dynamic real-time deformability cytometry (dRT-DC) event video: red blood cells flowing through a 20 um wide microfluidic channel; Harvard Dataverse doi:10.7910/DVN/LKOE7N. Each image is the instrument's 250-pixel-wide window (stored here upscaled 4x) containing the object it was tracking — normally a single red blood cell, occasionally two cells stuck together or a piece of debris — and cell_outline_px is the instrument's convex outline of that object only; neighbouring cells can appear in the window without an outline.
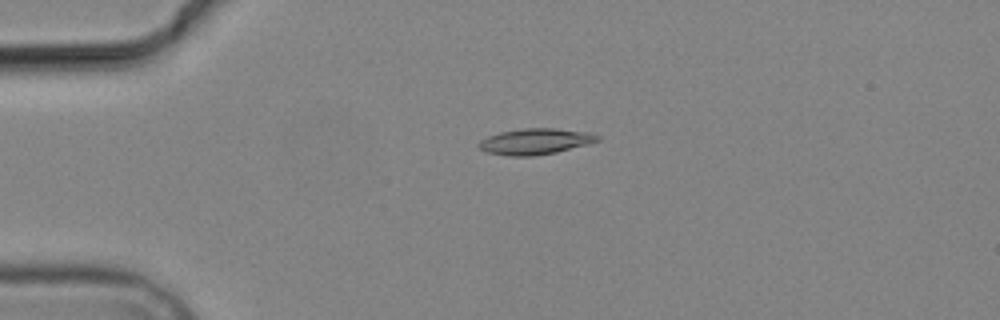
{"species": "common noctule bat (a hibernating species)", "species_latin": "Nyctalus noctula", "temperature_condition": "cold", "stored_images_in_passage": 5, "camera_frame_rate_fps": 3000, "um_per_image_px": 0.085, "animal": {"sex": "male", "body_mass_g": 19.2, "forearm_length_mm": 51.8}, "frame": {"image": 1, "passage_image": 4, "time_ms": 3.667, "image_size_px": [1000, 320], "cell_outline_px": [[600, 140], [588, 144], [556, 152], [532, 156], [508, 156], [488, 152], [480, 148], [476, 144], [480, 140], [488, 136], [500, 132], [524, 128], [556, 128], [588, 132], [600, 136]], "centroid_in_image_um": [45.5, 12.02], "position_along_channel_um": 39.5, "area_um2": 17.92}}